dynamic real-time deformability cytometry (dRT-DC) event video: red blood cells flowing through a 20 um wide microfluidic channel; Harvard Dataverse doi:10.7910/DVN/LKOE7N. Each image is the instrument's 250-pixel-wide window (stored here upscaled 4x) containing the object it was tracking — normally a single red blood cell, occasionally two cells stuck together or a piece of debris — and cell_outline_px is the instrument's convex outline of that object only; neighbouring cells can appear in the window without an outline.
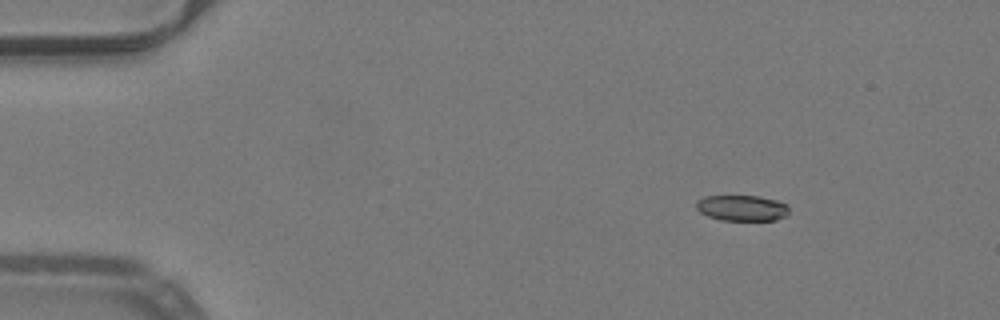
{"species": "common noctule bat (a hibernating species)", "species_latin": "Nyctalus noctula", "temperature_condition": "warm", "stored_images_in_passage": 46, "camera_frame_rate_fps": 3000, "um_per_image_px": 0.085, "animal": {"sex": "male", "body_mass_g": 19.2, "forearm_length_mm": 51.8}, "frame": {"image": 1, "passage_image": 1, "time_ms": 0.0, "image_size_px": [1000, 320], "cell_outline_px": [[788, 216], [776, 220], [720, 220], [708, 216], [700, 212], [696, 208], [696, 200], [704, 196], [760, 196], [776, 200], [788, 204]], "centroid_in_image_um": [63.08, 17.68], "position_along_channel_um": 21.9, "area_um2": 14.1}}
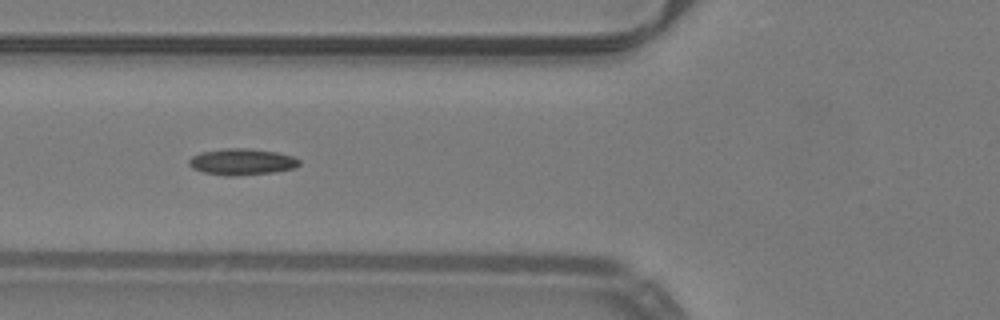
{"frame": {"image": 2, "passage_image": 14, "time_ms": 4.333, "image_size_px": [1000, 320], "cell_outline_px": [[300, 164], [296, 168], [272, 172], [236, 176], [224, 176], [204, 172], [192, 168], [188, 164], [188, 160], [192, 156], [200, 152], [224, 148], [252, 148], [276, 152], [292, 156], [300, 160]], "centroid_in_image_um": [20.54, 13.75], "position_along_channel_um": 105.3, "area_um2": 17.11}}
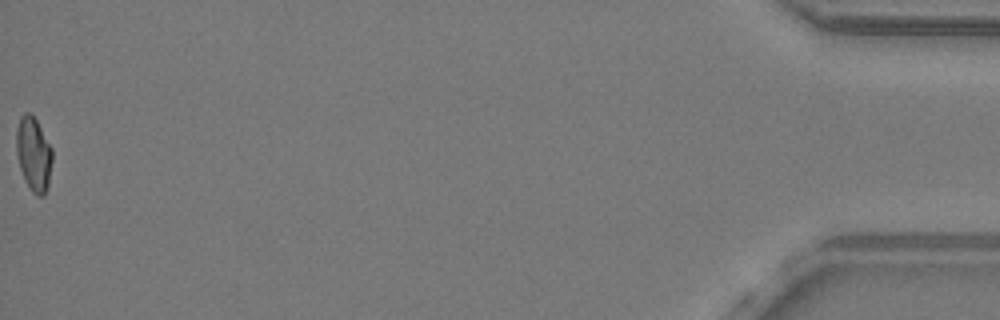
{"frame": {"image": 3, "passage_image": 46, "time_ms": 15.0, "image_size_px": [1000, 320], "cell_outline_px": [[52, 160], [48, 188], [44, 196], [36, 196], [32, 192], [24, 180], [20, 168], [16, 152], [16, 132], [20, 116], [24, 112], [32, 112], [52, 148]], "centroid_in_image_um": [2.86, 13.1], "position_along_channel_um": 432.3, "area_um2": 15.78}, "authors_computed_cell_mechanics": {"area_um2": 15.6349, "velocity_mm_per_s": 4.0239, "shape_relaxation_time_tau1_ms": null, "shape_relaxation_time_tau2_ms": 3.3991, "deformation_change_tau1": null, "deformation_change_tau2": 0.0886}}